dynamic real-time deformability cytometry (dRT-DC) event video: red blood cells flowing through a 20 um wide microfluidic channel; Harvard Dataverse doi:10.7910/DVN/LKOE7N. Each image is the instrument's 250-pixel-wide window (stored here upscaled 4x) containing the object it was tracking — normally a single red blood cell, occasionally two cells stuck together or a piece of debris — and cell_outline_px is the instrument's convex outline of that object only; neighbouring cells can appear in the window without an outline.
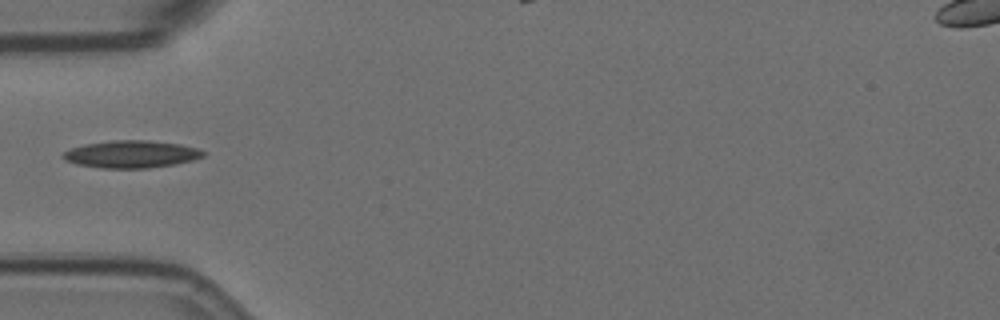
{"species": "Egyptian fruit bat (a non-hibernating species)", "species_latin": "Rousettus aegyptiacus", "temperature_condition": "room temperature", "stored_images_in_passage": 38, "camera_frame_rate_fps": 3000, "um_per_image_px": 0.085, "animal": {"sex": "female"}, "frame": {"image": 1, "passage_image": 1, "time_ms": 0.0, "image_size_px": [1000, 320], "cell_outline_px": [[204, 156], [192, 160], [172, 164], [148, 168], [100, 168], [76, 164], [64, 160], [60, 156], [68, 148], [84, 144], [112, 140], [148, 140], [180, 144], [196, 148], [204, 152]], "centroid_in_image_um": [11.08, 13.1], "position_along_channel_um": 73.9, "area_um2": 22.37}}
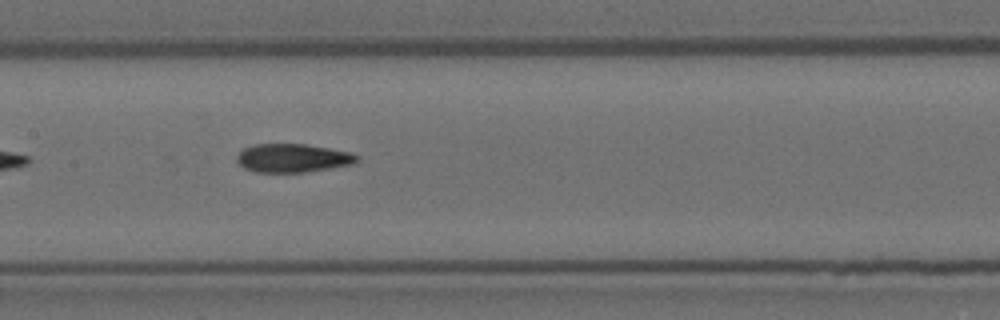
{"frame": {"image": 2, "passage_image": 10, "time_ms": 3.0, "image_size_px": [1000, 320], "cell_outline_px": [[360, 160], [352, 164], [304, 172], [256, 172], [244, 168], [236, 160], [236, 156], [244, 148], [256, 144], [304, 144], [352, 152], [360, 156]], "centroid_in_image_um": [24.9, 13.43], "position_along_channel_um": 182.5, "area_um2": 19.88}}
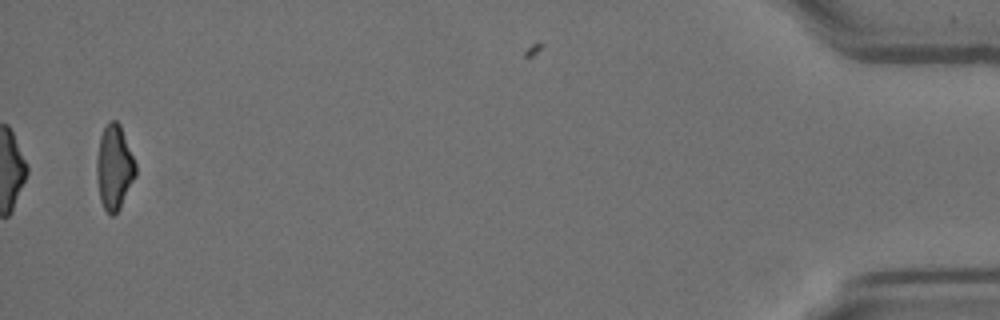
{"frame": {"image": 3, "passage_image": 38, "time_ms": 12.333, "image_size_px": [1000, 320], "cell_outline_px": [[136, 176], [120, 208], [112, 216], [104, 208], [100, 200], [96, 180], [96, 160], [100, 136], [108, 120], [116, 120], [120, 124], [136, 164]], "centroid_in_image_um": [9.7, 14.21], "position_along_channel_um": 425.5, "area_um2": 19.31}}